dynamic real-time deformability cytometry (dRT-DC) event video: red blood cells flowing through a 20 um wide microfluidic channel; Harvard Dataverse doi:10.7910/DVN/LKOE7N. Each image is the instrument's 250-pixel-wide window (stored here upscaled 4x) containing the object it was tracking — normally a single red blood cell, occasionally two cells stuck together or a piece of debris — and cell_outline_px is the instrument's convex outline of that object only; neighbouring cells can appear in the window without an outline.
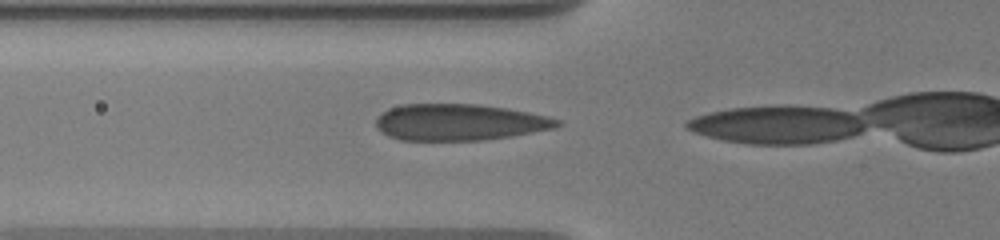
{"species": "human", "species_latin": "Homo sapiens", "temperature_condition": "warm", "stored_images_in_passage": 36, "camera_frame_rate_fps": 3000, "um_per_image_px": 0.085, "donor": {"sex": "male"}, "frame": {"image": 1, "passage_image": 31, "time_ms": 4.667, "image_size_px": [1000, 240], "cell_outline_px": [[560, 124], [556, 128], [484, 140], [400, 140], [388, 136], [376, 128], [376, 116], [388, 108], [404, 104], [476, 104], [508, 108], [528, 112], [560, 120]], "centroid_in_image_um": [38.99, 10.38], "position_along_channel_um": 86.8, "area_um2": 38.44}}
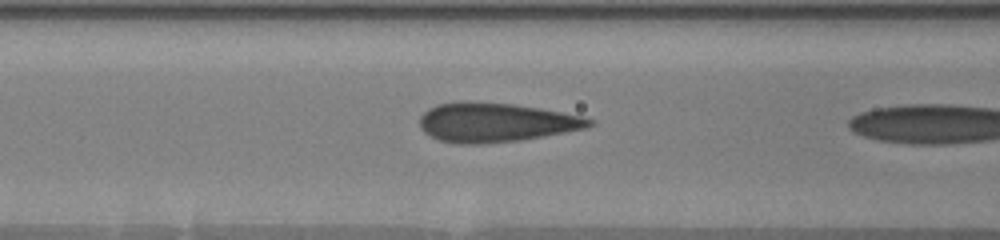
{"frame": {"image": 2, "passage_image": 34, "time_ms": 5.667, "image_size_px": [1000, 240], "cell_outline_px": [[596, 124], [588, 128], [544, 136], [520, 140], [484, 144], [460, 144], [440, 140], [424, 132], [420, 128], [420, 116], [428, 108], [436, 104], [460, 100], [512, 104], [540, 108], [584, 116], [592, 120]], "centroid_in_image_um": [42.14, 10.39], "position_along_channel_um": 124.5, "area_um2": 39.07}}